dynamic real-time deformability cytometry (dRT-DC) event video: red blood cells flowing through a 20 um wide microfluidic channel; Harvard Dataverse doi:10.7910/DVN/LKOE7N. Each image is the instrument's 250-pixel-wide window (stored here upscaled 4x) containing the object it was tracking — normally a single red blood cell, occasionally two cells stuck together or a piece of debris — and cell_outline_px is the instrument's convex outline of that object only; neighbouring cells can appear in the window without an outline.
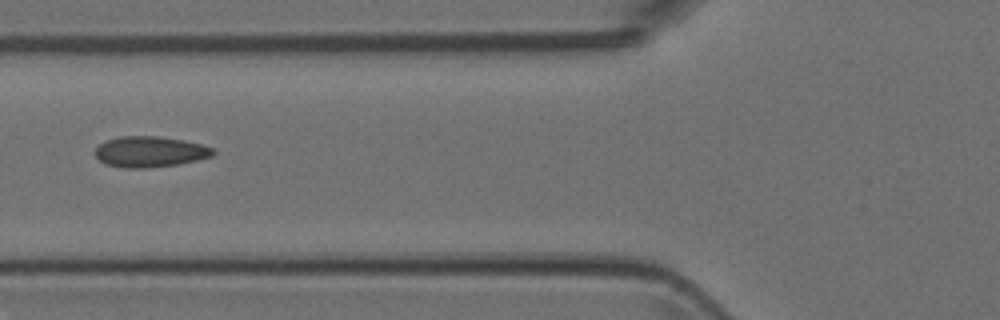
{"species": "Egyptian fruit bat (a non-hibernating species)", "species_latin": "Rousettus aegyptiacus", "temperature_condition": "room temperature", "stored_images_in_passage": 6, "camera_frame_rate_fps": 3000, "um_per_image_px": 0.085, "animal": {"sex": "female"}, "frame": {"image": 1, "passage_image": 5, "time_ms": 1.333, "image_size_px": [1000, 320], "cell_outline_px": [[216, 152], [212, 156], [196, 160], [176, 164], [148, 168], [124, 168], [104, 164], [96, 156], [96, 148], [104, 140], [120, 136], [160, 136], [200, 144], [216, 148]], "centroid_in_image_um": [12.73, 12.9], "position_along_channel_um": 113.1, "area_um2": 21.15}}
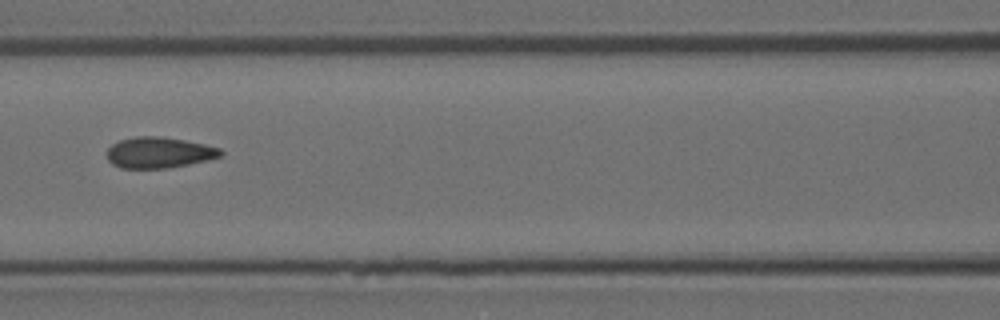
{"frame": {"image": 2, "passage_image": 6, "time_ms": 1.667, "image_size_px": [1000, 320], "cell_outline_px": [[224, 152], [220, 156], [188, 164], [168, 168], [120, 168], [112, 164], [108, 160], [108, 148], [112, 144], [120, 140], [136, 136], [160, 136], [184, 140], [204, 144], [220, 148]], "centroid_in_image_um": [13.49, 12.96], "position_along_channel_um": 153.1, "area_um2": 20.35}}